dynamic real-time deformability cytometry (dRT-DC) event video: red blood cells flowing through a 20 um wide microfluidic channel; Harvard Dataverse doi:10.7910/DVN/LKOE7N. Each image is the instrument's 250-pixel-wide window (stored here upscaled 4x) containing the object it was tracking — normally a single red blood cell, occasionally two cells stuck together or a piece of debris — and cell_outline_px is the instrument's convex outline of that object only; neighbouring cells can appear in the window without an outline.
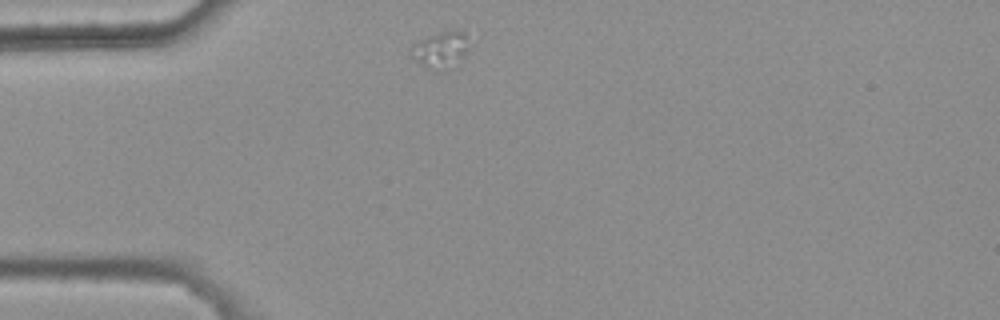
{"species": "common noctule bat (a hibernating species)", "species_latin": "Nyctalus noctula", "temperature_condition": "warm", "stored_images_in_passage": 5, "camera_frame_rate_fps": 3000, "um_per_image_px": 0.085, "animal": {"sex": "female", "body_mass_g": 25.1}, "frame": {"image": 1, "passage_image": 1, "time_ms": 0.0, "image_size_px": [1000, 320], "cell_outline_px": [[476, 44], [448, 72], [432, 72], [412, 56], [408, 48], [412, 44], [428, 36], [440, 32], [460, 28], [464, 28]], "centroid_in_image_um": [37.61, 4.21], "position_along_channel_um": 47.4, "area_um2": 13.64}}